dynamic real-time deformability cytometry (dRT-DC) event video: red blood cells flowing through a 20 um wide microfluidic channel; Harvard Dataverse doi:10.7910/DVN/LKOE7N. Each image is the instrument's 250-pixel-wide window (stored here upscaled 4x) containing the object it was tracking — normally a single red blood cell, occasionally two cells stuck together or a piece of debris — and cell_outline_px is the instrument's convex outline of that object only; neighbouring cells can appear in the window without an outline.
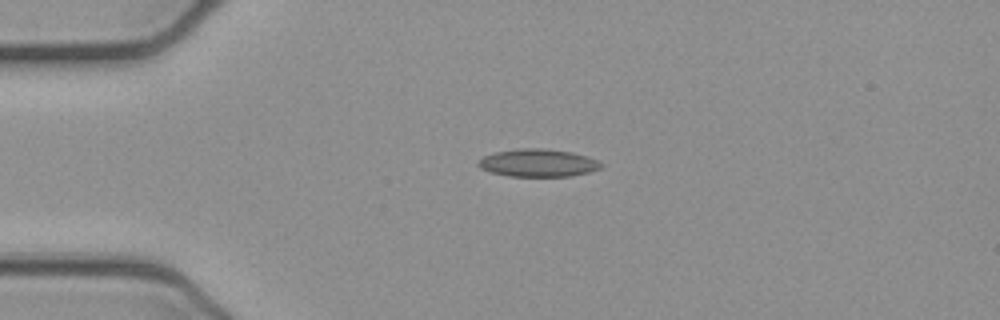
{"species": "common noctule bat (a hibernating species)", "species_latin": "Nyctalus noctula", "temperature_condition": "cold", "stored_images_in_passage": 41, "camera_frame_rate_fps": 3000, "um_per_image_px": 0.085, "animal": {"sex": "female", "body_mass_g": 21.9}, "frame": {"image": 1, "passage_image": 1, "time_ms": 0.0, "image_size_px": [1000, 320], "cell_outline_px": [[604, 164], [600, 168], [588, 172], [568, 176], [508, 176], [492, 172], [480, 168], [476, 164], [484, 156], [496, 152], [520, 148], [544, 148], [572, 152], [588, 156]], "centroid_in_image_um": [45.74, 13.84], "position_along_channel_um": 39.3, "area_um2": 19.71}}
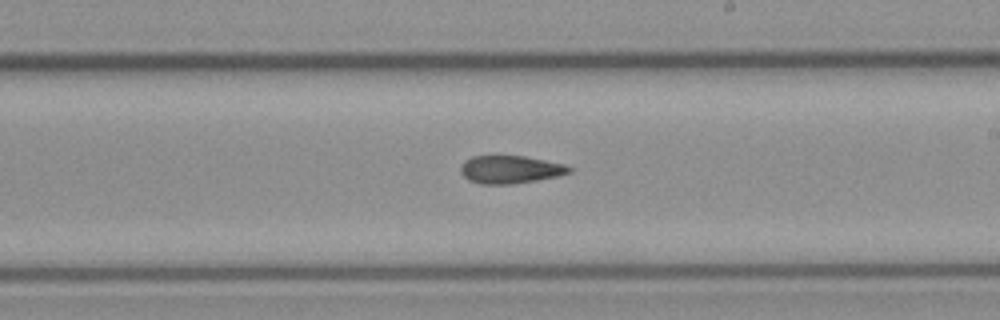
{"frame": {"image": 2, "passage_image": 19, "time_ms": 6.0, "image_size_px": [1000, 320], "cell_outline_px": [[572, 172], [560, 176], [512, 184], [480, 184], [468, 180], [460, 172], [460, 164], [464, 160], [472, 156], [524, 156], [564, 164], [572, 168]], "centroid_in_image_um": [43.35, 14.41], "position_along_channel_um": 245.6, "area_um2": 17.74}}
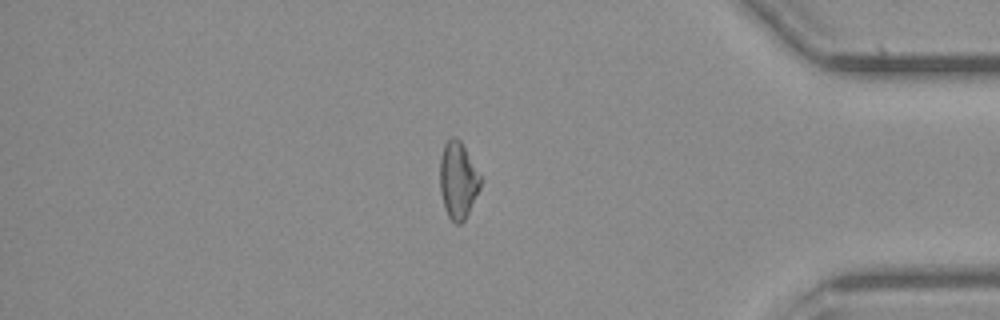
{"frame": {"image": 3, "passage_image": 33, "time_ms": 10.667, "image_size_px": [1000, 320], "cell_outline_px": [[480, 188], [464, 220], [460, 224], [456, 224], [448, 216], [444, 208], [440, 192], [440, 156], [444, 144], [452, 136], [456, 136], [460, 140], [480, 176]], "centroid_in_image_um": [38.9, 15.32], "position_along_channel_um": 396.3, "area_um2": 17.92}, "authors_computed_cell_mechanics": {"area_um2": 18.3226, "velocity_mm_per_s": 3.9111, "shape_relaxation_time_tau1_ms": null, "shape_relaxation_time_tau2_ms": 6.2647, "deformation_change_tau1": null, "deformation_change_tau2": 0.1561}}